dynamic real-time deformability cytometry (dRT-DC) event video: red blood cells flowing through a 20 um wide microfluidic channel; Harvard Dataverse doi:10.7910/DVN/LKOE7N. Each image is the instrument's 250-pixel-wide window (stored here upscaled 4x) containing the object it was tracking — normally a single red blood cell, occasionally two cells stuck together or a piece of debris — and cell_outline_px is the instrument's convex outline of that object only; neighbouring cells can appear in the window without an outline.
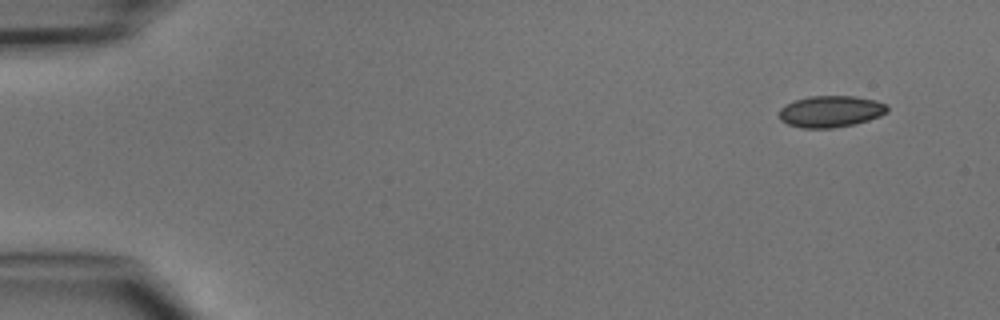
{"species": "common noctule bat (a hibernating species)", "species_latin": "Nyctalus noctula", "temperature_condition": "cold", "stored_images_in_passage": 4, "camera_frame_rate_fps": 3000, "um_per_image_px": 0.085, "animal": {"sex": "male", "body_mass_g": 15.6}, "frame": {"image": 1, "passage_image": 1, "time_ms": 0.0, "image_size_px": [1000, 320], "cell_outline_px": [[888, 112], [880, 116], [868, 120], [852, 124], [832, 128], [804, 128], [788, 124], [780, 120], [780, 108], [784, 104], [808, 96], [856, 96], [876, 100], [888, 104]], "centroid_in_image_um": [70.63, 9.46], "position_along_channel_um": 14.4, "area_um2": 19.94}}
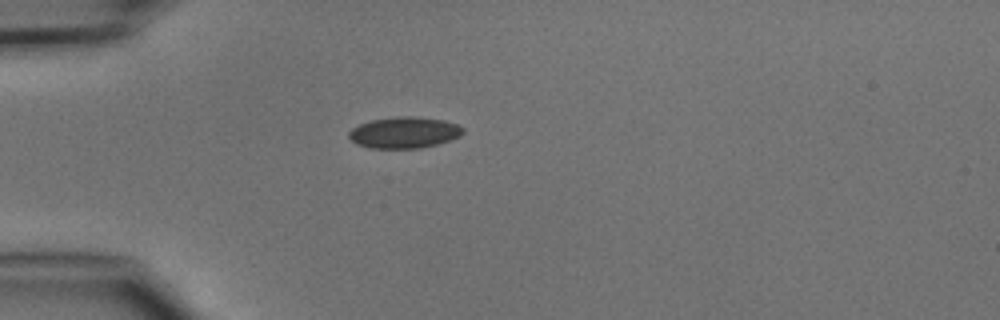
{"frame": {"image": 2, "passage_image": 4, "time_ms": 3.333, "image_size_px": [1000, 320], "cell_outline_px": [[464, 132], [460, 136], [436, 144], [420, 148], [372, 148], [356, 144], [348, 136], [348, 132], [352, 128], [360, 124], [372, 120], [400, 116], [412, 116], [444, 120], [456, 124], [464, 128]], "centroid_in_image_um": [34.35, 11.26], "position_along_channel_um": 50.6, "area_um2": 20.63}}